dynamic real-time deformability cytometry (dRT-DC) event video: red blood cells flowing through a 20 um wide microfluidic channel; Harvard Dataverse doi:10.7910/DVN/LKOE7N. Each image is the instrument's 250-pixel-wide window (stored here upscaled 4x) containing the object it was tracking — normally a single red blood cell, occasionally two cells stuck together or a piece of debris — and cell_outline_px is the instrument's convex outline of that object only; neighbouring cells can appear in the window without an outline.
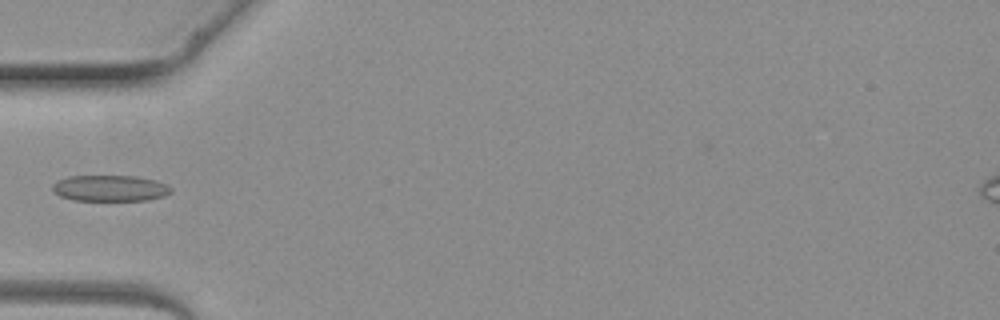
{"species": "common noctule bat (a hibernating species)", "species_latin": "Nyctalus noctula", "temperature_condition": "warm", "stored_images_in_passage": 4, "camera_frame_rate_fps": 3000, "um_per_image_px": 0.085, "animal": {"sex": "female", "body_mass_g": 19.3, "forearm_length_mm": 54.1}, "frame": {"image": 1, "passage_image": 4, "time_ms": 3.667, "image_size_px": [1000, 320], "cell_outline_px": [[172, 192], [164, 196], [148, 200], [72, 200], [60, 196], [52, 192], [52, 184], [56, 180], [68, 176], [136, 176], [156, 180], [168, 184], [172, 188]], "centroid_in_image_um": [9.35, 15.99], "position_along_channel_um": 75.7, "area_um2": 18.26}}